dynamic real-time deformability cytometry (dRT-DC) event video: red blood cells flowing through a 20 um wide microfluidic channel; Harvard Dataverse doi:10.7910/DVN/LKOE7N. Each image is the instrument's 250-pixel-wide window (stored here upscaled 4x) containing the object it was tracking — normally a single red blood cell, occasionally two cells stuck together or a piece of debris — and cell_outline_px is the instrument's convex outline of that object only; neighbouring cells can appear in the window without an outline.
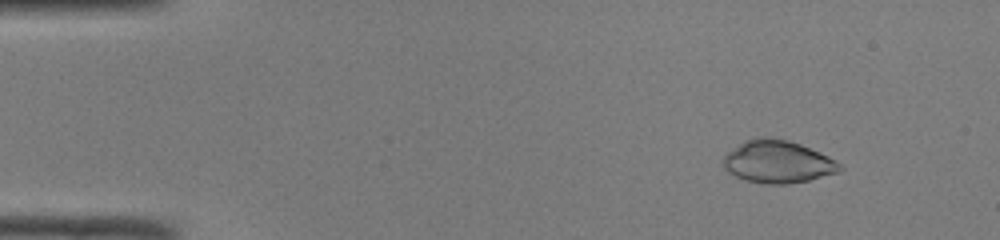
{"species": "common noctule bat (a hibernating species)", "species_latin": "Nyctalus noctula", "temperature_condition": "room temperature", "stored_images_in_passage": 50, "camera_frame_rate_fps": 3000, "um_per_image_px": 0.085, "animal": {"sex": "male", "body_mass_g": 19.0, "forearm_length_mm": 50.8}, "frame": {"image": 1, "passage_image": 6, "time_ms": 1.667, "image_size_px": [1000, 240], "cell_outline_px": [[844, 168], [836, 172], [808, 180], [784, 184], [764, 184], [748, 180], [736, 176], [728, 172], [724, 168], [724, 156], [732, 148], [748, 140], [760, 136], [768, 136], [788, 140], [800, 144], [828, 156], [836, 160]], "centroid_in_image_um": [66.1, 13.74], "position_along_channel_um": 18.9, "area_um2": 28.55}}
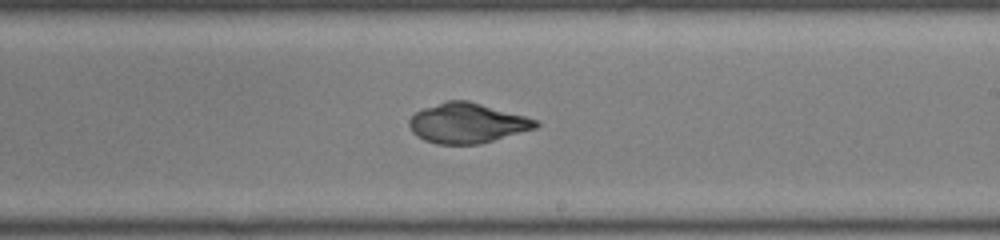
{"frame": {"image": 2, "passage_image": 30, "time_ms": 9.667, "image_size_px": [1000, 240], "cell_outline_px": [[540, 124], [536, 128], [480, 144], [436, 144], [424, 140], [412, 132], [408, 124], [408, 120], [416, 112], [424, 108], [448, 100], [468, 100], [540, 120]], "centroid_in_image_um": [39.72, 10.46], "position_along_channel_um": 249.3, "area_um2": 29.48}}
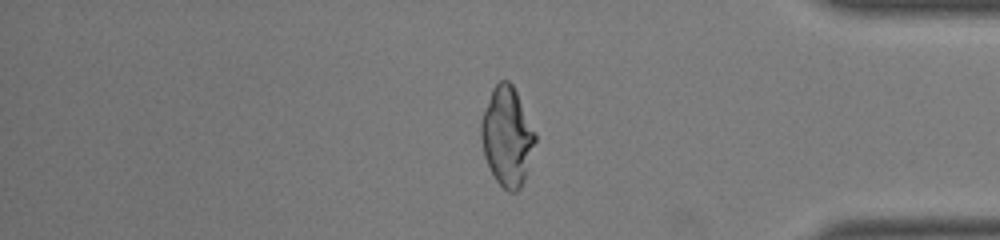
{"frame": {"image": 3, "passage_image": 42, "time_ms": 13.667, "image_size_px": [1000, 240], "cell_outline_px": [[536, 140], [524, 180], [520, 188], [516, 192], [508, 192], [496, 180], [484, 156], [480, 136], [480, 124], [492, 88], [500, 80], [508, 80], [512, 84], [536, 132]], "centroid_in_image_um": [43.1, 11.6], "position_along_channel_um": 392.1, "area_um2": 30.92}, "authors_computed_cell_mechanics": {"area_um2": 29.6225, "velocity_mm_per_s": 4.1161, "shape_relaxation_time_tau1_ms": null, "shape_relaxation_time_tau2_ms": 0.8113, "deformation_change_tau1": null, "deformation_change_tau2": 0.0329}}